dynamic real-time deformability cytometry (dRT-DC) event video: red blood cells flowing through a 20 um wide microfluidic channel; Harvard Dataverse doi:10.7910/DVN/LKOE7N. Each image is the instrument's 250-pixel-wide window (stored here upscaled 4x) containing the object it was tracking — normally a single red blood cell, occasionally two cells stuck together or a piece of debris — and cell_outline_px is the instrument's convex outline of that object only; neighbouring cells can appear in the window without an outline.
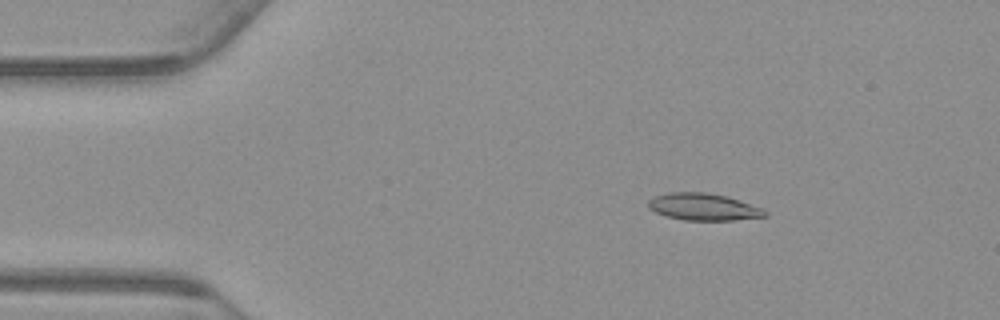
{"species": "common noctule bat (a hibernating species)", "species_latin": "Nyctalus noctula", "temperature_condition": "warm", "stored_images_in_passage": 51, "camera_frame_rate_fps": 3000, "um_per_image_px": 0.085, "animal": {"sex": "male", "body_mass_g": 23.1, "forearm_length_mm": 52.7}, "frame": {"image": 1, "passage_image": 8, "time_ms": 2.333, "image_size_px": [1000, 320], "cell_outline_px": [[768, 216], [732, 220], [684, 220], [668, 216], [656, 212], [648, 208], [648, 200], [652, 196], [668, 192], [704, 192], [728, 196], [764, 208], [768, 212]], "centroid_in_image_um": [59.81, 17.57], "position_along_channel_um": 25.2, "area_um2": 18.55}}
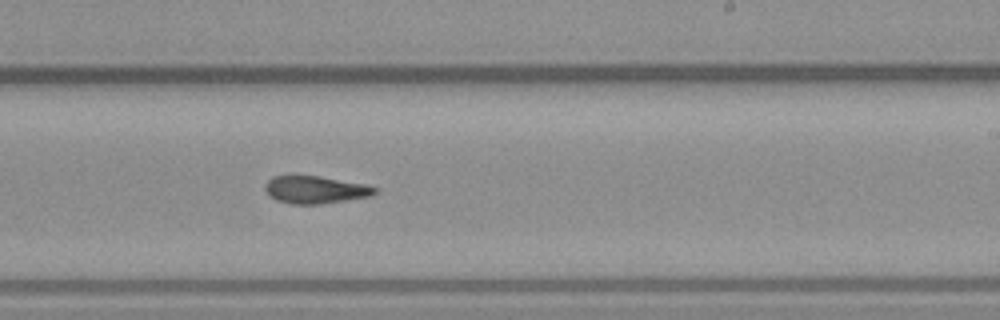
{"frame": {"image": 2, "passage_image": 32, "time_ms": 10.333, "image_size_px": [1000, 320], "cell_outline_px": [[376, 192], [372, 196], [320, 204], [292, 204], [276, 200], [264, 188], [264, 184], [272, 176], [320, 176], [368, 184], [376, 188]], "centroid_in_image_um": [26.83, 16.12], "position_along_channel_um": 262.2, "area_um2": 17.57}}
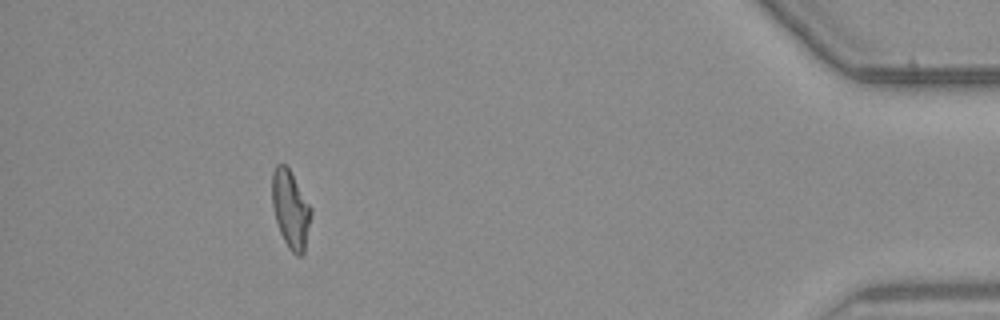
{"frame": {"image": 3, "passage_image": 49, "time_ms": 16.0, "image_size_px": [1000, 320], "cell_outline_px": [[312, 212], [304, 252], [300, 256], [296, 256], [288, 248], [280, 232], [276, 220], [272, 204], [272, 172], [276, 164], [284, 164], [288, 168], [312, 208]], "centroid_in_image_um": [24.7, 17.8], "position_along_channel_um": 410.5, "area_um2": 17.51}}